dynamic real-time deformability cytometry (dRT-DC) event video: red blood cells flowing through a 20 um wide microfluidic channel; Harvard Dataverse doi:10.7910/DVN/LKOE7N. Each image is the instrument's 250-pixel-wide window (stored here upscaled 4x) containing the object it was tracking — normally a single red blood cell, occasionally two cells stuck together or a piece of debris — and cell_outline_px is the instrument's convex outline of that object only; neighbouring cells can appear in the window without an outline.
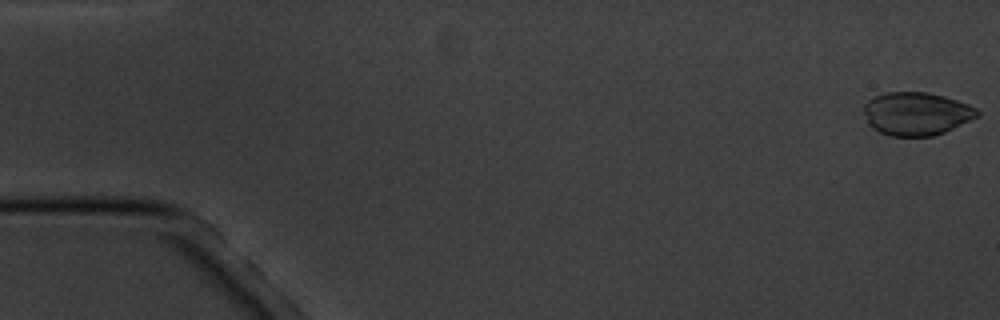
{"species": "common noctule bat (a hibernating species)", "species_latin": "Nyctalus noctula", "temperature_condition": "cold", "stored_images_in_passage": 6, "camera_frame_rate_fps": 3000, "um_per_image_px": 0.085, "animal": {"sex": "male", "body_mass_g": 20.1, "forearm_length_mm": 53.5}, "frame": {"image": 1, "passage_image": 1, "time_ms": 0.0, "image_size_px": [1000, 320], "cell_outline_px": [[980, 116], [944, 132], [932, 136], [892, 136], [880, 132], [872, 128], [868, 124], [864, 112], [864, 104], [868, 100], [876, 96], [888, 92], [924, 92], [944, 96], [968, 104], [976, 108], [980, 112]], "centroid_in_image_um": [77.9, 9.67], "position_along_channel_um": 7.1, "area_um2": 28.44}}
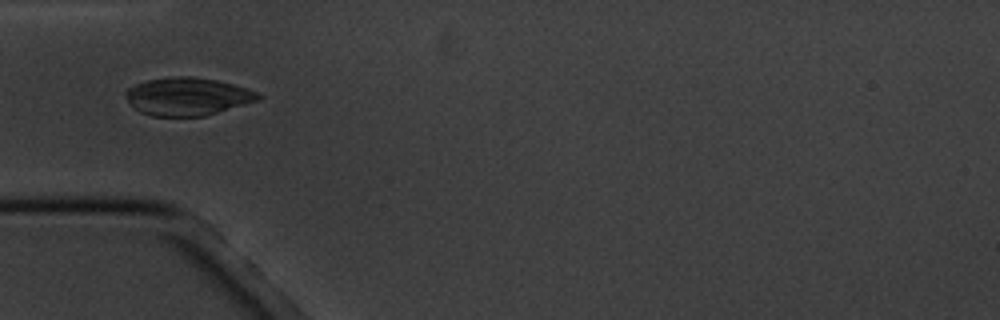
{"frame": {"image": 2, "passage_image": 6, "time_ms": 5.667, "image_size_px": [1000, 320], "cell_outline_px": [[264, 96], [260, 100], [204, 116], [152, 116], [140, 112], [132, 108], [124, 92], [128, 88], [136, 84], [148, 80], [168, 76], [192, 76], [216, 80], [248, 88], [260, 92]], "centroid_in_image_um": [15.96, 8.2], "position_along_channel_um": 69.0, "area_um2": 29.54}}